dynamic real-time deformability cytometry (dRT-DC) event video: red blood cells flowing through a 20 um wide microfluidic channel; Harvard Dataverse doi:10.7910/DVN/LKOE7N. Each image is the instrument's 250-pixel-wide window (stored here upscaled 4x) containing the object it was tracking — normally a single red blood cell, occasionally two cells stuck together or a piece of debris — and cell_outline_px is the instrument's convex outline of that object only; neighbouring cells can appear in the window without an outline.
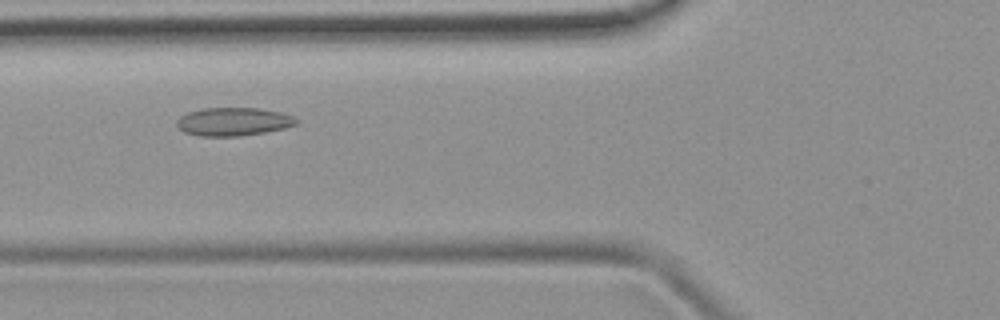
{"species": "common noctule bat (a hibernating species)", "species_latin": "Nyctalus noctula", "temperature_condition": "room temperature", "stored_images_in_passage": 6, "camera_frame_rate_fps": 3000, "um_per_image_px": 0.085, "animal": {"sex": "female", "body_mass_g": 19.9}, "frame": {"image": 1, "passage_image": 4, "time_ms": 3.333, "image_size_px": [1000, 320], "cell_outline_px": [[296, 124], [284, 128], [264, 132], [240, 136], [200, 136], [184, 132], [176, 124], [176, 120], [180, 116], [188, 112], [204, 108], [260, 108], [280, 112], [292, 116], [296, 120]], "centroid_in_image_um": [19.8, 10.34], "position_along_channel_um": 106.0, "area_um2": 19.54}}
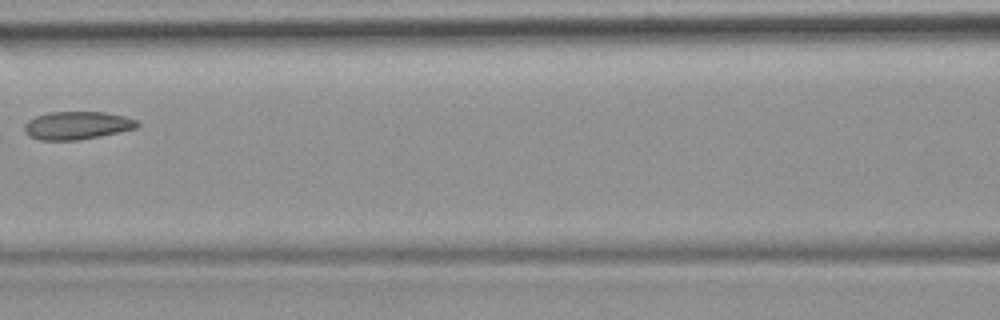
{"frame": {"image": 2, "passage_image": 5, "time_ms": 4.667, "image_size_px": [1000, 320], "cell_outline_px": [[140, 124], [136, 128], [76, 140], [40, 140], [28, 136], [24, 132], [24, 124], [28, 120], [36, 116], [48, 112], [104, 112], [124, 116], [136, 120]], "centroid_in_image_um": [6.49, 10.65], "position_along_channel_um": 160.1, "area_um2": 18.21}}
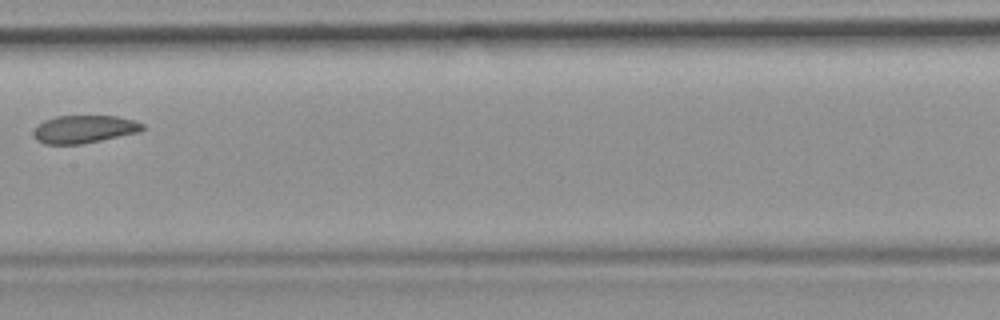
{"frame": {"image": 3, "passage_image": 6, "time_ms": 5.667, "image_size_px": [1000, 320], "cell_outline_px": [[144, 128], [140, 132], [84, 144], [44, 144], [36, 140], [32, 132], [36, 124], [44, 120], [56, 116], [116, 116], [132, 120], [144, 124]], "centroid_in_image_um": [7.11, 10.99], "position_along_channel_um": 200.3, "area_um2": 17.86}}